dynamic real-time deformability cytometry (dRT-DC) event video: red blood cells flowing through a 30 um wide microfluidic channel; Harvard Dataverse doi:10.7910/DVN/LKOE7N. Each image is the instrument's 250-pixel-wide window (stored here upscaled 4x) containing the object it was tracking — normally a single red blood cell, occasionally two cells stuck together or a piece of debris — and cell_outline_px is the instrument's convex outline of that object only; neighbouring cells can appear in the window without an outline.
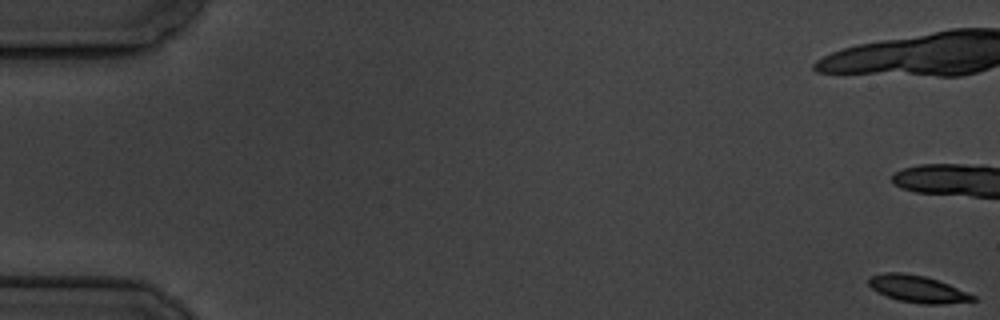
{"species": "common noctule bat (a hibernating species)", "species_latin": "Nyctalus noctula", "temperature_condition": "cold", "stored_images_in_passage": 7, "camera_frame_rate_fps": 3000, "um_per_image_px": 0.085, "animal": {"sex": "male", "body_mass_g": 19.5, "forearm_length_mm": 54.6}, "frame": {"image": 1, "passage_image": 1, "time_ms": 0.0, "image_size_px": [1000, 320], "cell_outline_px": [[976, 300], [944, 304], [920, 304], [900, 300], [876, 292], [868, 284], [868, 276], [884, 272], [900, 272], [924, 276], [948, 284], [976, 296]], "centroid_in_image_um": [77.96, 24.56], "position_along_channel_um": 7.0, "area_um2": 16.3}}